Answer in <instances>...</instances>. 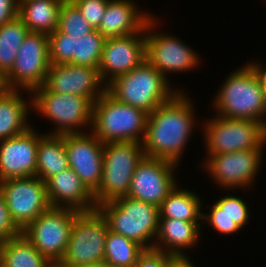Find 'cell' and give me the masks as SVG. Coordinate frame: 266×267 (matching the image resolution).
Returning <instances> with one entry per match:
<instances>
[{
	"instance_id": "obj_1",
	"label": "cell",
	"mask_w": 266,
	"mask_h": 267,
	"mask_svg": "<svg viewBox=\"0 0 266 267\" xmlns=\"http://www.w3.org/2000/svg\"><path fill=\"white\" fill-rule=\"evenodd\" d=\"M193 109L187 95L178 91L168 102L148 114L142 142L145 156L178 164L192 134Z\"/></svg>"
},
{
	"instance_id": "obj_2",
	"label": "cell",
	"mask_w": 266,
	"mask_h": 267,
	"mask_svg": "<svg viewBox=\"0 0 266 267\" xmlns=\"http://www.w3.org/2000/svg\"><path fill=\"white\" fill-rule=\"evenodd\" d=\"M222 85L213 102L218 116L254 120L266 127V96L249 64L230 73Z\"/></svg>"
},
{
	"instance_id": "obj_3",
	"label": "cell",
	"mask_w": 266,
	"mask_h": 267,
	"mask_svg": "<svg viewBox=\"0 0 266 267\" xmlns=\"http://www.w3.org/2000/svg\"><path fill=\"white\" fill-rule=\"evenodd\" d=\"M147 118L144 110L122 103L106 91L94 102L91 133L102 143H142Z\"/></svg>"
},
{
	"instance_id": "obj_4",
	"label": "cell",
	"mask_w": 266,
	"mask_h": 267,
	"mask_svg": "<svg viewBox=\"0 0 266 267\" xmlns=\"http://www.w3.org/2000/svg\"><path fill=\"white\" fill-rule=\"evenodd\" d=\"M169 85V80L145 59L129 73L110 82L107 91L118 101L150 114L178 92Z\"/></svg>"
},
{
	"instance_id": "obj_5",
	"label": "cell",
	"mask_w": 266,
	"mask_h": 267,
	"mask_svg": "<svg viewBox=\"0 0 266 267\" xmlns=\"http://www.w3.org/2000/svg\"><path fill=\"white\" fill-rule=\"evenodd\" d=\"M97 209L106 218L109 230L137 242L145 250L153 249V243H147L157 236L159 206L123 196Z\"/></svg>"
},
{
	"instance_id": "obj_6",
	"label": "cell",
	"mask_w": 266,
	"mask_h": 267,
	"mask_svg": "<svg viewBox=\"0 0 266 267\" xmlns=\"http://www.w3.org/2000/svg\"><path fill=\"white\" fill-rule=\"evenodd\" d=\"M144 156L139 142L104 143L101 183L93 194L97 207L128 194L133 173Z\"/></svg>"
},
{
	"instance_id": "obj_7",
	"label": "cell",
	"mask_w": 266,
	"mask_h": 267,
	"mask_svg": "<svg viewBox=\"0 0 266 267\" xmlns=\"http://www.w3.org/2000/svg\"><path fill=\"white\" fill-rule=\"evenodd\" d=\"M108 229L106 218L98 209L79 212L65 254L56 267H81L104 260Z\"/></svg>"
},
{
	"instance_id": "obj_8",
	"label": "cell",
	"mask_w": 266,
	"mask_h": 267,
	"mask_svg": "<svg viewBox=\"0 0 266 267\" xmlns=\"http://www.w3.org/2000/svg\"><path fill=\"white\" fill-rule=\"evenodd\" d=\"M32 92V108L57 124L51 135L82 134L78 127L92 123L94 103L87 97L51 92L44 85Z\"/></svg>"
},
{
	"instance_id": "obj_9",
	"label": "cell",
	"mask_w": 266,
	"mask_h": 267,
	"mask_svg": "<svg viewBox=\"0 0 266 267\" xmlns=\"http://www.w3.org/2000/svg\"><path fill=\"white\" fill-rule=\"evenodd\" d=\"M208 157L265 146L266 127L248 119H230L216 116L204 126Z\"/></svg>"
},
{
	"instance_id": "obj_10",
	"label": "cell",
	"mask_w": 266,
	"mask_h": 267,
	"mask_svg": "<svg viewBox=\"0 0 266 267\" xmlns=\"http://www.w3.org/2000/svg\"><path fill=\"white\" fill-rule=\"evenodd\" d=\"M79 211L71 208L50 207L23 231L33 246L54 265L63 258L71 229Z\"/></svg>"
},
{
	"instance_id": "obj_11",
	"label": "cell",
	"mask_w": 266,
	"mask_h": 267,
	"mask_svg": "<svg viewBox=\"0 0 266 267\" xmlns=\"http://www.w3.org/2000/svg\"><path fill=\"white\" fill-rule=\"evenodd\" d=\"M49 67L48 34L29 32L19 47L11 71L4 77L6 87L32 93L44 85Z\"/></svg>"
},
{
	"instance_id": "obj_12",
	"label": "cell",
	"mask_w": 266,
	"mask_h": 267,
	"mask_svg": "<svg viewBox=\"0 0 266 267\" xmlns=\"http://www.w3.org/2000/svg\"><path fill=\"white\" fill-rule=\"evenodd\" d=\"M0 189L11 218L21 231L51 207L46 182L37 176L1 180Z\"/></svg>"
},
{
	"instance_id": "obj_13",
	"label": "cell",
	"mask_w": 266,
	"mask_h": 267,
	"mask_svg": "<svg viewBox=\"0 0 266 267\" xmlns=\"http://www.w3.org/2000/svg\"><path fill=\"white\" fill-rule=\"evenodd\" d=\"M176 167L171 161L144 156L136 166L126 196L160 206L178 185L173 177Z\"/></svg>"
},
{
	"instance_id": "obj_14",
	"label": "cell",
	"mask_w": 266,
	"mask_h": 267,
	"mask_svg": "<svg viewBox=\"0 0 266 267\" xmlns=\"http://www.w3.org/2000/svg\"><path fill=\"white\" fill-rule=\"evenodd\" d=\"M152 18L145 25L146 60L166 79L169 71L182 72L197 67L199 55L181 40L168 34L149 33L157 26L156 19Z\"/></svg>"
},
{
	"instance_id": "obj_15",
	"label": "cell",
	"mask_w": 266,
	"mask_h": 267,
	"mask_svg": "<svg viewBox=\"0 0 266 267\" xmlns=\"http://www.w3.org/2000/svg\"><path fill=\"white\" fill-rule=\"evenodd\" d=\"M263 149L242 150L224 154H211L205 169L211 177L228 189L250 186L259 170Z\"/></svg>"
},
{
	"instance_id": "obj_16",
	"label": "cell",
	"mask_w": 266,
	"mask_h": 267,
	"mask_svg": "<svg viewBox=\"0 0 266 267\" xmlns=\"http://www.w3.org/2000/svg\"><path fill=\"white\" fill-rule=\"evenodd\" d=\"M103 145L91 133L65 134V149L70 168L92 194L99 189L101 183Z\"/></svg>"
},
{
	"instance_id": "obj_17",
	"label": "cell",
	"mask_w": 266,
	"mask_h": 267,
	"mask_svg": "<svg viewBox=\"0 0 266 267\" xmlns=\"http://www.w3.org/2000/svg\"><path fill=\"white\" fill-rule=\"evenodd\" d=\"M44 86L51 92L87 97L93 103L107 91L99 68L73 64L50 65Z\"/></svg>"
},
{
	"instance_id": "obj_18",
	"label": "cell",
	"mask_w": 266,
	"mask_h": 267,
	"mask_svg": "<svg viewBox=\"0 0 266 267\" xmlns=\"http://www.w3.org/2000/svg\"><path fill=\"white\" fill-rule=\"evenodd\" d=\"M145 54V33L144 36L141 33H134L123 37L106 38L99 65L103 82L109 80L105 83L108 85L115 78L129 73L146 59Z\"/></svg>"
},
{
	"instance_id": "obj_19",
	"label": "cell",
	"mask_w": 266,
	"mask_h": 267,
	"mask_svg": "<svg viewBox=\"0 0 266 267\" xmlns=\"http://www.w3.org/2000/svg\"><path fill=\"white\" fill-rule=\"evenodd\" d=\"M39 135L30 127L23 134L0 140V181L36 176Z\"/></svg>"
},
{
	"instance_id": "obj_20",
	"label": "cell",
	"mask_w": 266,
	"mask_h": 267,
	"mask_svg": "<svg viewBox=\"0 0 266 267\" xmlns=\"http://www.w3.org/2000/svg\"><path fill=\"white\" fill-rule=\"evenodd\" d=\"M46 189L51 207L71 208L79 212L97 209L93 194L70 167L50 177L46 181Z\"/></svg>"
},
{
	"instance_id": "obj_21",
	"label": "cell",
	"mask_w": 266,
	"mask_h": 267,
	"mask_svg": "<svg viewBox=\"0 0 266 267\" xmlns=\"http://www.w3.org/2000/svg\"><path fill=\"white\" fill-rule=\"evenodd\" d=\"M150 18L148 13H141L130 0H109L98 31L105 38L144 34Z\"/></svg>"
},
{
	"instance_id": "obj_22",
	"label": "cell",
	"mask_w": 266,
	"mask_h": 267,
	"mask_svg": "<svg viewBox=\"0 0 266 267\" xmlns=\"http://www.w3.org/2000/svg\"><path fill=\"white\" fill-rule=\"evenodd\" d=\"M200 225L198 222L159 218V228L156 236L159 242L157 240L152 241L153 249L171 256H185L186 253L183 250L195 246L198 241Z\"/></svg>"
},
{
	"instance_id": "obj_23",
	"label": "cell",
	"mask_w": 266,
	"mask_h": 267,
	"mask_svg": "<svg viewBox=\"0 0 266 267\" xmlns=\"http://www.w3.org/2000/svg\"><path fill=\"white\" fill-rule=\"evenodd\" d=\"M64 0H19L18 17L30 32L51 34L58 28Z\"/></svg>"
},
{
	"instance_id": "obj_24",
	"label": "cell",
	"mask_w": 266,
	"mask_h": 267,
	"mask_svg": "<svg viewBox=\"0 0 266 267\" xmlns=\"http://www.w3.org/2000/svg\"><path fill=\"white\" fill-rule=\"evenodd\" d=\"M19 92L6 89L0 94V140L23 134L31 127L26 118L32 103L24 101Z\"/></svg>"
},
{
	"instance_id": "obj_25",
	"label": "cell",
	"mask_w": 266,
	"mask_h": 267,
	"mask_svg": "<svg viewBox=\"0 0 266 267\" xmlns=\"http://www.w3.org/2000/svg\"><path fill=\"white\" fill-rule=\"evenodd\" d=\"M69 167L65 149V134L39 135L36 176L46 182L50 177Z\"/></svg>"
},
{
	"instance_id": "obj_26",
	"label": "cell",
	"mask_w": 266,
	"mask_h": 267,
	"mask_svg": "<svg viewBox=\"0 0 266 267\" xmlns=\"http://www.w3.org/2000/svg\"><path fill=\"white\" fill-rule=\"evenodd\" d=\"M0 267H56L22 234L3 240Z\"/></svg>"
},
{
	"instance_id": "obj_27",
	"label": "cell",
	"mask_w": 266,
	"mask_h": 267,
	"mask_svg": "<svg viewBox=\"0 0 266 267\" xmlns=\"http://www.w3.org/2000/svg\"><path fill=\"white\" fill-rule=\"evenodd\" d=\"M175 188L159 206L160 218L197 222L202 219L201 201L193 192Z\"/></svg>"
},
{
	"instance_id": "obj_28",
	"label": "cell",
	"mask_w": 266,
	"mask_h": 267,
	"mask_svg": "<svg viewBox=\"0 0 266 267\" xmlns=\"http://www.w3.org/2000/svg\"><path fill=\"white\" fill-rule=\"evenodd\" d=\"M29 32L18 16L0 25V73L4 77L11 71L19 47Z\"/></svg>"
},
{
	"instance_id": "obj_29",
	"label": "cell",
	"mask_w": 266,
	"mask_h": 267,
	"mask_svg": "<svg viewBox=\"0 0 266 267\" xmlns=\"http://www.w3.org/2000/svg\"><path fill=\"white\" fill-rule=\"evenodd\" d=\"M144 251L145 249L137 242L108 229L104 261L115 267H134Z\"/></svg>"
},
{
	"instance_id": "obj_30",
	"label": "cell",
	"mask_w": 266,
	"mask_h": 267,
	"mask_svg": "<svg viewBox=\"0 0 266 267\" xmlns=\"http://www.w3.org/2000/svg\"><path fill=\"white\" fill-rule=\"evenodd\" d=\"M105 40L98 30L76 39L74 65L99 68Z\"/></svg>"
},
{
	"instance_id": "obj_31",
	"label": "cell",
	"mask_w": 266,
	"mask_h": 267,
	"mask_svg": "<svg viewBox=\"0 0 266 267\" xmlns=\"http://www.w3.org/2000/svg\"><path fill=\"white\" fill-rule=\"evenodd\" d=\"M57 29L75 39L84 37L94 30L71 0H64L61 5Z\"/></svg>"
},
{
	"instance_id": "obj_32",
	"label": "cell",
	"mask_w": 266,
	"mask_h": 267,
	"mask_svg": "<svg viewBox=\"0 0 266 267\" xmlns=\"http://www.w3.org/2000/svg\"><path fill=\"white\" fill-rule=\"evenodd\" d=\"M75 38L56 29L48 35L50 65L73 64Z\"/></svg>"
},
{
	"instance_id": "obj_33",
	"label": "cell",
	"mask_w": 266,
	"mask_h": 267,
	"mask_svg": "<svg viewBox=\"0 0 266 267\" xmlns=\"http://www.w3.org/2000/svg\"><path fill=\"white\" fill-rule=\"evenodd\" d=\"M210 210V214L203 213L202 215H226L240 228H243L249 220L248 206L245 201L236 196L220 198Z\"/></svg>"
},
{
	"instance_id": "obj_34",
	"label": "cell",
	"mask_w": 266,
	"mask_h": 267,
	"mask_svg": "<svg viewBox=\"0 0 266 267\" xmlns=\"http://www.w3.org/2000/svg\"><path fill=\"white\" fill-rule=\"evenodd\" d=\"M82 14V17L98 30L109 0H71Z\"/></svg>"
},
{
	"instance_id": "obj_35",
	"label": "cell",
	"mask_w": 266,
	"mask_h": 267,
	"mask_svg": "<svg viewBox=\"0 0 266 267\" xmlns=\"http://www.w3.org/2000/svg\"><path fill=\"white\" fill-rule=\"evenodd\" d=\"M22 234L11 218L2 190L0 189V238L8 240Z\"/></svg>"
},
{
	"instance_id": "obj_36",
	"label": "cell",
	"mask_w": 266,
	"mask_h": 267,
	"mask_svg": "<svg viewBox=\"0 0 266 267\" xmlns=\"http://www.w3.org/2000/svg\"><path fill=\"white\" fill-rule=\"evenodd\" d=\"M164 252L158 250L149 249L145 250L137 260L134 267H166L167 261L171 258Z\"/></svg>"
},
{
	"instance_id": "obj_37",
	"label": "cell",
	"mask_w": 266,
	"mask_h": 267,
	"mask_svg": "<svg viewBox=\"0 0 266 267\" xmlns=\"http://www.w3.org/2000/svg\"><path fill=\"white\" fill-rule=\"evenodd\" d=\"M203 220H209L208 224L218 232L223 234L236 233L241 228L226 215H202Z\"/></svg>"
},
{
	"instance_id": "obj_38",
	"label": "cell",
	"mask_w": 266,
	"mask_h": 267,
	"mask_svg": "<svg viewBox=\"0 0 266 267\" xmlns=\"http://www.w3.org/2000/svg\"><path fill=\"white\" fill-rule=\"evenodd\" d=\"M19 0H0V25L18 16Z\"/></svg>"
},
{
	"instance_id": "obj_39",
	"label": "cell",
	"mask_w": 266,
	"mask_h": 267,
	"mask_svg": "<svg viewBox=\"0 0 266 267\" xmlns=\"http://www.w3.org/2000/svg\"><path fill=\"white\" fill-rule=\"evenodd\" d=\"M166 267H195L193 263L189 260L187 255L185 256H172L167 261Z\"/></svg>"
},
{
	"instance_id": "obj_40",
	"label": "cell",
	"mask_w": 266,
	"mask_h": 267,
	"mask_svg": "<svg viewBox=\"0 0 266 267\" xmlns=\"http://www.w3.org/2000/svg\"><path fill=\"white\" fill-rule=\"evenodd\" d=\"M253 70L255 71L256 73V76L258 78V81L261 85V88L263 90V92L265 93V96H266V68L263 69L262 66H260L259 64H255L253 62H251L249 64Z\"/></svg>"
},
{
	"instance_id": "obj_41",
	"label": "cell",
	"mask_w": 266,
	"mask_h": 267,
	"mask_svg": "<svg viewBox=\"0 0 266 267\" xmlns=\"http://www.w3.org/2000/svg\"><path fill=\"white\" fill-rule=\"evenodd\" d=\"M81 267H115V266H113L112 264H109L108 262L102 260V261L95 262V263L88 264V265H84V266H81Z\"/></svg>"
},
{
	"instance_id": "obj_42",
	"label": "cell",
	"mask_w": 266,
	"mask_h": 267,
	"mask_svg": "<svg viewBox=\"0 0 266 267\" xmlns=\"http://www.w3.org/2000/svg\"><path fill=\"white\" fill-rule=\"evenodd\" d=\"M7 89L4 76L0 73V94L3 93Z\"/></svg>"
},
{
	"instance_id": "obj_43",
	"label": "cell",
	"mask_w": 266,
	"mask_h": 267,
	"mask_svg": "<svg viewBox=\"0 0 266 267\" xmlns=\"http://www.w3.org/2000/svg\"><path fill=\"white\" fill-rule=\"evenodd\" d=\"M3 240L0 238V263H1V248H2Z\"/></svg>"
}]
</instances>
